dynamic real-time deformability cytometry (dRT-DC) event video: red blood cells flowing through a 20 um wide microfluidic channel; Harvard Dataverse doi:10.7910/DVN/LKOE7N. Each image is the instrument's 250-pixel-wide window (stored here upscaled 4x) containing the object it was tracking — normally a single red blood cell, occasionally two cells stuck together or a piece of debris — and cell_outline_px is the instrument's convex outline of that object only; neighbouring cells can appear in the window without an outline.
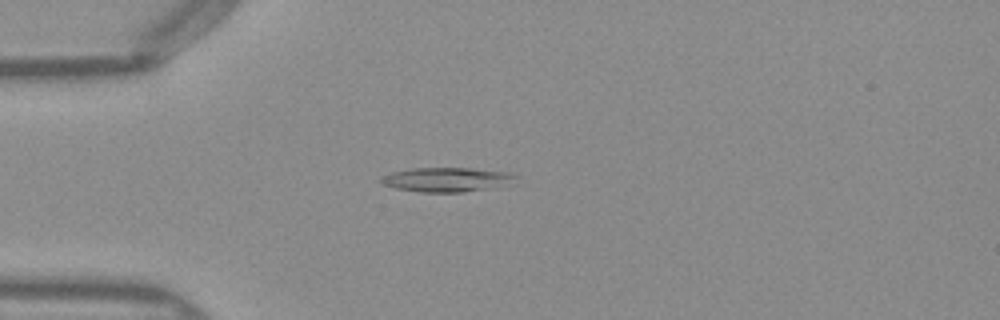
{"species": "Egyptian fruit bat (a non-hibernating species)", "species_latin": "Rousettus aegyptiacus", "temperature_condition": "warm", "stored_images_in_passage": 49, "camera_frame_rate_fps": 3000, "um_per_image_px": 0.085, "frame": {"image": 1, "passage_image": 12, "time_ms": 3.667, "image_size_px": [1000, 320], "cell_outline_px": [[520, 176], [484, 188], [464, 192], [420, 192], [396, 188], [384, 184], [380, 180], [384, 176], [392, 172], [412, 168], [472, 168], [508, 172]], "centroid_in_image_um": [37.85, 15.25], "position_along_channel_um": 47.2, "area_um2": 18.26}}
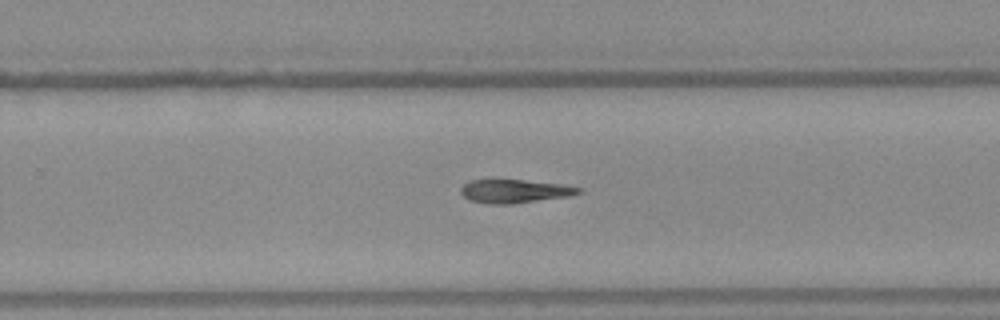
{"frame": {"image": 2, "passage_image": 31, "time_ms": 10.0, "image_size_px": [1000, 320], "cell_outline_px": [[584, 192], [572, 196], [512, 204], [488, 204], [468, 200], [460, 192], [460, 188], [464, 184], [472, 180], [524, 180], [564, 184], [580, 188]], "centroid_in_image_um": [43.78, 16.26], "position_along_channel_um": 286.0, "area_um2": 16.3}}
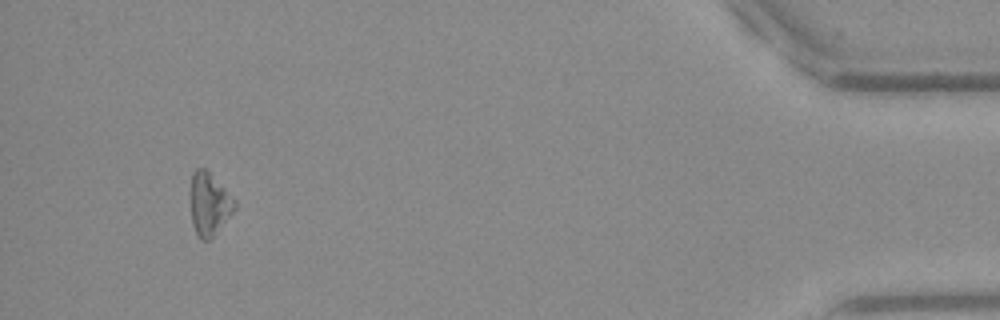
{"frame": {"image": 3, "passage_image": 46, "time_ms": 15.0, "image_size_px": [1000, 320], "cell_outline_px": [[236, 208], [212, 240], [200, 240], [196, 236], [192, 224], [188, 192], [192, 172], [196, 168], [204, 168], [236, 200]], "centroid_in_image_um": [17.73, 17.38], "position_along_channel_um": 417.5, "area_um2": 16.76}}